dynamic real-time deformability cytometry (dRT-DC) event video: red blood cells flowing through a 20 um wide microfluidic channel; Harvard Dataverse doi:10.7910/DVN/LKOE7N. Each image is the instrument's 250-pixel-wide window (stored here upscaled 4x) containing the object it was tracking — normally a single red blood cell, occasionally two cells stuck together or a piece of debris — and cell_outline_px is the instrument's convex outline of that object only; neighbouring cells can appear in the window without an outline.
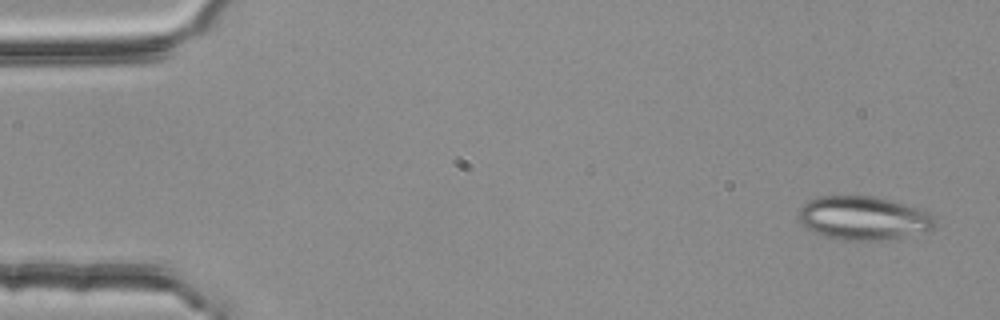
{"species": "common noctule bat (a hibernating species)", "species_latin": "Nyctalus noctula", "temperature_condition": "room temperature", "stored_images_in_passage": 4, "camera_frame_rate_fps": 3000, "um_per_image_px": 0.085, "animal": {"sex": "female", "body_mass_g": 25.1}, "frame": {"image": 1, "passage_image": 1, "time_ms": 0.0, "image_size_px": [1000, 320], "cell_outline_px": [[936, 224], [928, 232], [896, 240], [848, 240], [828, 236], [812, 232], [804, 228], [800, 220], [800, 208], [808, 200], [820, 196], [876, 196], [892, 200], [928, 212], [936, 216]], "centroid_in_image_um": [73.46, 18.55], "position_along_channel_um": 11.5, "area_um2": 35.08}}